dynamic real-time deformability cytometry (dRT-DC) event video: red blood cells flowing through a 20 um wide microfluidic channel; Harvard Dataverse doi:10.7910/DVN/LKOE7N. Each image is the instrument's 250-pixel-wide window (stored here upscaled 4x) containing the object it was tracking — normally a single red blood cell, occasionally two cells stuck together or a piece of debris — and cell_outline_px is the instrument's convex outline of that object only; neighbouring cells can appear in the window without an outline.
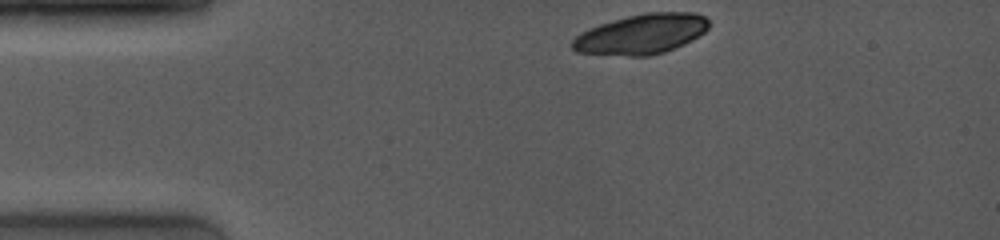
{"species": "common noctule bat (a hibernating species)", "species_latin": "Nyctalus noctula", "temperature_condition": "room temperature", "stored_images_in_passage": 7, "camera_frame_rate_fps": 4000, "um_per_image_px": 0.085, "animal": {"sex": "female", "body_mass_g": 19.0, "forearm_length_mm": 53.3}, "frame": {"image": 1, "passage_image": 1, "time_ms": 0.0, "image_size_px": [1000, 240], "cell_outline_px": [[708, 28], [704, 32], [692, 40], [684, 44], [664, 52], [648, 56], [628, 56], [576, 52], [568, 44], [580, 32], [588, 28], [600, 24], [628, 16], [644, 12], [696, 12], [704, 16], [708, 20]], "centroid_in_image_um": [54.49, 2.9], "position_along_channel_um": 30.5, "area_um2": 31.96}}